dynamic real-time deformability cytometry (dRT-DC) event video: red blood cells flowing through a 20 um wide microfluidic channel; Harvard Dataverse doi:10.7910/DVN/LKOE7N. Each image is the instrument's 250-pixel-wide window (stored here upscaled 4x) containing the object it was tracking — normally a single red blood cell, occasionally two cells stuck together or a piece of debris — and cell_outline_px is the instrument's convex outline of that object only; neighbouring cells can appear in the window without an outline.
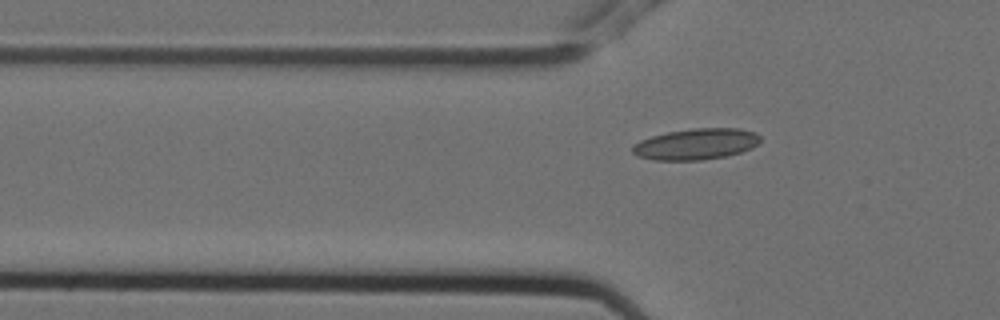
{"species": "Egyptian fruit bat (a non-hibernating species)", "species_latin": "Rousettus aegyptiacus", "temperature_condition": "cold", "stored_images_in_passage": 8, "segment_of_instrument_passage": [2, 2], "camera_frame_rate_fps": 3000, "um_per_image_px": 0.085, "animal": {"sex": "female"}, "frame": {"image": 1, "passage_image": 8, "time_ms": 2.333, "image_size_px": [1000, 320], "cell_outline_px": [[760, 140], [752, 148], [728, 156], [700, 160], [652, 160], [636, 156], [632, 152], [632, 144], [640, 140], [652, 136], [668, 132], [692, 128], [740, 128], [756, 132], [760, 136]], "centroid_in_image_um": [59.15, 12.25], "position_along_channel_um": 66.7, "area_um2": 23.35}}